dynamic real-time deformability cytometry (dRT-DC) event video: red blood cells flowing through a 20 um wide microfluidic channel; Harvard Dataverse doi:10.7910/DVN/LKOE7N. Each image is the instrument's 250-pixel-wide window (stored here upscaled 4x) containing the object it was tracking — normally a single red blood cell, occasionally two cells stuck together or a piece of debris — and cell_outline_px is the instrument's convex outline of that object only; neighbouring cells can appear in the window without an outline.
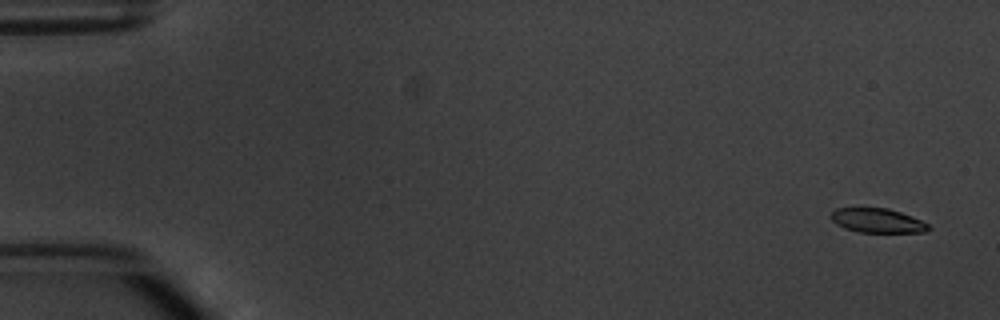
{"species": "common noctule bat (a hibernating species)", "species_latin": "Nyctalus noctula", "temperature_condition": "warm", "stored_images_in_passage": 6, "segment_of_instrument_passage": [1, 2], "camera_frame_rate_fps": 3000, "um_per_image_px": 0.085, "animal": {"sex": "male", "body_mass_g": 20.1, "forearm_length_mm": 53.5}, "frame": {"image": 1, "passage_image": 1, "time_ms": 0.0, "image_size_px": [1000, 320], "cell_outline_px": [[932, 228], [924, 232], [860, 232], [844, 228], [836, 224], [832, 220], [832, 212], [836, 208], [888, 208], [912, 216], [928, 224]], "centroid_in_image_um": [74.59, 18.75], "position_along_channel_um": 10.4, "area_um2": 13.7}}